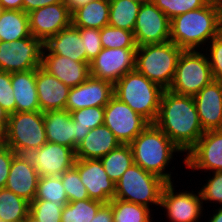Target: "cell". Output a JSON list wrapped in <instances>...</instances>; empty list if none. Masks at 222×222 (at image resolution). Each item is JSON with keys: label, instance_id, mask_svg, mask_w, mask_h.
Segmentation results:
<instances>
[{"label": "cell", "instance_id": "6da1fadb", "mask_svg": "<svg viewBox=\"0 0 222 222\" xmlns=\"http://www.w3.org/2000/svg\"><path fill=\"white\" fill-rule=\"evenodd\" d=\"M154 124L182 153H187L204 134L193 96L169 90L163 91Z\"/></svg>", "mask_w": 222, "mask_h": 222}, {"label": "cell", "instance_id": "7a4b0ae2", "mask_svg": "<svg viewBox=\"0 0 222 222\" xmlns=\"http://www.w3.org/2000/svg\"><path fill=\"white\" fill-rule=\"evenodd\" d=\"M221 16L211 2L177 15L170 20V41L183 50H203L205 45L220 34Z\"/></svg>", "mask_w": 222, "mask_h": 222}, {"label": "cell", "instance_id": "3957f363", "mask_svg": "<svg viewBox=\"0 0 222 222\" xmlns=\"http://www.w3.org/2000/svg\"><path fill=\"white\" fill-rule=\"evenodd\" d=\"M134 163L166 183L174 182L169 163L181 150L154 123H150L130 144ZM167 171V172H166Z\"/></svg>", "mask_w": 222, "mask_h": 222}, {"label": "cell", "instance_id": "277c9868", "mask_svg": "<svg viewBox=\"0 0 222 222\" xmlns=\"http://www.w3.org/2000/svg\"><path fill=\"white\" fill-rule=\"evenodd\" d=\"M163 91L161 86L136 70L126 73L114 84V96L149 123L157 118Z\"/></svg>", "mask_w": 222, "mask_h": 222}, {"label": "cell", "instance_id": "5b68a950", "mask_svg": "<svg viewBox=\"0 0 222 222\" xmlns=\"http://www.w3.org/2000/svg\"><path fill=\"white\" fill-rule=\"evenodd\" d=\"M182 51V48L171 41L138 46L135 70L164 90H168Z\"/></svg>", "mask_w": 222, "mask_h": 222}, {"label": "cell", "instance_id": "8992f818", "mask_svg": "<svg viewBox=\"0 0 222 222\" xmlns=\"http://www.w3.org/2000/svg\"><path fill=\"white\" fill-rule=\"evenodd\" d=\"M166 182L133 163L115 183V199L148 208H160L161 193ZM151 205V207H150Z\"/></svg>", "mask_w": 222, "mask_h": 222}, {"label": "cell", "instance_id": "52a82bcc", "mask_svg": "<svg viewBox=\"0 0 222 222\" xmlns=\"http://www.w3.org/2000/svg\"><path fill=\"white\" fill-rule=\"evenodd\" d=\"M47 142L41 111L15 112L9 115L3 144L16 154L26 155Z\"/></svg>", "mask_w": 222, "mask_h": 222}, {"label": "cell", "instance_id": "ba28073f", "mask_svg": "<svg viewBox=\"0 0 222 222\" xmlns=\"http://www.w3.org/2000/svg\"><path fill=\"white\" fill-rule=\"evenodd\" d=\"M213 80L204 50H183L168 90L178 95L194 96Z\"/></svg>", "mask_w": 222, "mask_h": 222}, {"label": "cell", "instance_id": "9c48e42d", "mask_svg": "<svg viewBox=\"0 0 222 222\" xmlns=\"http://www.w3.org/2000/svg\"><path fill=\"white\" fill-rule=\"evenodd\" d=\"M44 43L32 35L21 40L0 41V70L13 73L40 67Z\"/></svg>", "mask_w": 222, "mask_h": 222}, {"label": "cell", "instance_id": "30bf717a", "mask_svg": "<svg viewBox=\"0 0 222 222\" xmlns=\"http://www.w3.org/2000/svg\"><path fill=\"white\" fill-rule=\"evenodd\" d=\"M174 183H166L161 193L160 207L164 209L169 222H198L203 216V202L200 191L194 193L184 189L176 192Z\"/></svg>", "mask_w": 222, "mask_h": 222}, {"label": "cell", "instance_id": "8fae6325", "mask_svg": "<svg viewBox=\"0 0 222 222\" xmlns=\"http://www.w3.org/2000/svg\"><path fill=\"white\" fill-rule=\"evenodd\" d=\"M121 144H130L150 123L113 96L104 107V122Z\"/></svg>", "mask_w": 222, "mask_h": 222}, {"label": "cell", "instance_id": "7c38bea8", "mask_svg": "<svg viewBox=\"0 0 222 222\" xmlns=\"http://www.w3.org/2000/svg\"><path fill=\"white\" fill-rule=\"evenodd\" d=\"M137 48H103L90 61V76L115 84L126 73L135 70Z\"/></svg>", "mask_w": 222, "mask_h": 222}, {"label": "cell", "instance_id": "4fadbf2b", "mask_svg": "<svg viewBox=\"0 0 222 222\" xmlns=\"http://www.w3.org/2000/svg\"><path fill=\"white\" fill-rule=\"evenodd\" d=\"M133 34L137 47L170 41V19L151 0L142 2Z\"/></svg>", "mask_w": 222, "mask_h": 222}, {"label": "cell", "instance_id": "5bb4252c", "mask_svg": "<svg viewBox=\"0 0 222 222\" xmlns=\"http://www.w3.org/2000/svg\"><path fill=\"white\" fill-rule=\"evenodd\" d=\"M186 169L222 171V130L205 131L183 159Z\"/></svg>", "mask_w": 222, "mask_h": 222}, {"label": "cell", "instance_id": "9a60e30c", "mask_svg": "<svg viewBox=\"0 0 222 222\" xmlns=\"http://www.w3.org/2000/svg\"><path fill=\"white\" fill-rule=\"evenodd\" d=\"M39 177L61 176L71 169L75 162V151L57 143L46 142L41 148L26 154Z\"/></svg>", "mask_w": 222, "mask_h": 222}, {"label": "cell", "instance_id": "2e32d148", "mask_svg": "<svg viewBox=\"0 0 222 222\" xmlns=\"http://www.w3.org/2000/svg\"><path fill=\"white\" fill-rule=\"evenodd\" d=\"M28 17L31 35L43 43L72 24L71 12L64 3L38 8L28 13Z\"/></svg>", "mask_w": 222, "mask_h": 222}, {"label": "cell", "instance_id": "e0dca14e", "mask_svg": "<svg viewBox=\"0 0 222 222\" xmlns=\"http://www.w3.org/2000/svg\"><path fill=\"white\" fill-rule=\"evenodd\" d=\"M114 96V84L90 76L69 90L65 110L72 112L88 107H105Z\"/></svg>", "mask_w": 222, "mask_h": 222}, {"label": "cell", "instance_id": "ac0fdd59", "mask_svg": "<svg viewBox=\"0 0 222 222\" xmlns=\"http://www.w3.org/2000/svg\"><path fill=\"white\" fill-rule=\"evenodd\" d=\"M74 167L85 185L89 198L109 203L115 197V182L105 172L100 159H75Z\"/></svg>", "mask_w": 222, "mask_h": 222}, {"label": "cell", "instance_id": "d6986e66", "mask_svg": "<svg viewBox=\"0 0 222 222\" xmlns=\"http://www.w3.org/2000/svg\"><path fill=\"white\" fill-rule=\"evenodd\" d=\"M89 64L88 62L73 61L68 57L50 54L43 48L40 67L71 88L80 85L90 77Z\"/></svg>", "mask_w": 222, "mask_h": 222}, {"label": "cell", "instance_id": "ffe728a7", "mask_svg": "<svg viewBox=\"0 0 222 222\" xmlns=\"http://www.w3.org/2000/svg\"><path fill=\"white\" fill-rule=\"evenodd\" d=\"M193 98L204 132L222 130V81L213 80Z\"/></svg>", "mask_w": 222, "mask_h": 222}, {"label": "cell", "instance_id": "44dd1931", "mask_svg": "<svg viewBox=\"0 0 222 222\" xmlns=\"http://www.w3.org/2000/svg\"><path fill=\"white\" fill-rule=\"evenodd\" d=\"M39 175L26 155L16 154L10 166L5 188L32 202L37 191Z\"/></svg>", "mask_w": 222, "mask_h": 222}, {"label": "cell", "instance_id": "7402d4cb", "mask_svg": "<svg viewBox=\"0 0 222 222\" xmlns=\"http://www.w3.org/2000/svg\"><path fill=\"white\" fill-rule=\"evenodd\" d=\"M36 88L42 113L65 110L70 87L41 67L36 69Z\"/></svg>", "mask_w": 222, "mask_h": 222}, {"label": "cell", "instance_id": "603a6c76", "mask_svg": "<svg viewBox=\"0 0 222 222\" xmlns=\"http://www.w3.org/2000/svg\"><path fill=\"white\" fill-rule=\"evenodd\" d=\"M120 145L121 143L113 132L103 124L90 130L77 145L75 158L80 160L100 159Z\"/></svg>", "mask_w": 222, "mask_h": 222}, {"label": "cell", "instance_id": "cb8c5ba5", "mask_svg": "<svg viewBox=\"0 0 222 222\" xmlns=\"http://www.w3.org/2000/svg\"><path fill=\"white\" fill-rule=\"evenodd\" d=\"M44 48L50 54L71 58L73 61L86 62V51L79 34V28L70 25L50 37Z\"/></svg>", "mask_w": 222, "mask_h": 222}, {"label": "cell", "instance_id": "d4e9b609", "mask_svg": "<svg viewBox=\"0 0 222 222\" xmlns=\"http://www.w3.org/2000/svg\"><path fill=\"white\" fill-rule=\"evenodd\" d=\"M16 101L15 112L40 111L36 88V69L11 73Z\"/></svg>", "mask_w": 222, "mask_h": 222}, {"label": "cell", "instance_id": "484cf974", "mask_svg": "<svg viewBox=\"0 0 222 222\" xmlns=\"http://www.w3.org/2000/svg\"><path fill=\"white\" fill-rule=\"evenodd\" d=\"M47 142L70 147L75 151V126L67 110L43 113Z\"/></svg>", "mask_w": 222, "mask_h": 222}, {"label": "cell", "instance_id": "4316f807", "mask_svg": "<svg viewBox=\"0 0 222 222\" xmlns=\"http://www.w3.org/2000/svg\"><path fill=\"white\" fill-rule=\"evenodd\" d=\"M109 0H93L75 10L72 16V25L77 28L102 29L109 23Z\"/></svg>", "mask_w": 222, "mask_h": 222}, {"label": "cell", "instance_id": "83f0119b", "mask_svg": "<svg viewBox=\"0 0 222 222\" xmlns=\"http://www.w3.org/2000/svg\"><path fill=\"white\" fill-rule=\"evenodd\" d=\"M29 17L23 10H3L0 16V39L11 42L30 37Z\"/></svg>", "mask_w": 222, "mask_h": 222}, {"label": "cell", "instance_id": "f1b7e54d", "mask_svg": "<svg viewBox=\"0 0 222 222\" xmlns=\"http://www.w3.org/2000/svg\"><path fill=\"white\" fill-rule=\"evenodd\" d=\"M109 2L108 25L133 32L142 2L137 0H109Z\"/></svg>", "mask_w": 222, "mask_h": 222}, {"label": "cell", "instance_id": "f546056e", "mask_svg": "<svg viewBox=\"0 0 222 222\" xmlns=\"http://www.w3.org/2000/svg\"><path fill=\"white\" fill-rule=\"evenodd\" d=\"M30 212V202L7 188L0 189V221L22 222Z\"/></svg>", "mask_w": 222, "mask_h": 222}, {"label": "cell", "instance_id": "4dcf8cb0", "mask_svg": "<svg viewBox=\"0 0 222 222\" xmlns=\"http://www.w3.org/2000/svg\"><path fill=\"white\" fill-rule=\"evenodd\" d=\"M75 126V150L89 131L103 125L104 107H88L70 112Z\"/></svg>", "mask_w": 222, "mask_h": 222}, {"label": "cell", "instance_id": "1f68e13d", "mask_svg": "<svg viewBox=\"0 0 222 222\" xmlns=\"http://www.w3.org/2000/svg\"><path fill=\"white\" fill-rule=\"evenodd\" d=\"M105 172L113 182H117L124 172L134 163L129 144H121L107 155L100 158Z\"/></svg>", "mask_w": 222, "mask_h": 222}, {"label": "cell", "instance_id": "d6a6232c", "mask_svg": "<svg viewBox=\"0 0 222 222\" xmlns=\"http://www.w3.org/2000/svg\"><path fill=\"white\" fill-rule=\"evenodd\" d=\"M109 203L112 207L113 222H154L151 213L153 210L146 206L115 198Z\"/></svg>", "mask_w": 222, "mask_h": 222}, {"label": "cell", "instance_id": "836d02e7", "mask_svg": "<svg viewBox=\"0 0 222 222\" xmlns=\"http://www.w3.org/2000/svg\"><path fill=\"white\" fill-rule=\"evenodd\" d=\"M103 204L94 199L68 202L63 208L61 222H91Z\"/></svg>", "mask_w": 222, "mask_h": 222}, {"label": "cell", "instance_id": "e575fe53", "mask_svg": "<svg viewBox=\"0 0 222 222\" xmlns=\"http://www.w3.org/2000/svg\"><path fill=\"white\" fill-rule=\"evenodd\" d=\"M34 200H45L53 203H68L67 194L60 176L39 177Z\"/></svg>", "mask_w": 222, "mask_h": 222}, {"label": "cell", "instance_id": "d590c367", "mask_svg": "<svg viewBox=\"0 0 222 222\" xmlns=\"http://www.w3.org/2000/svg\"><path fill=\"white\" fill-rule=\"evenodd\" d=\"M103 48H137L132 31L107 25L100 29Z\"/></svg>", "mask_w": 222, "mask_h": 222}, {"label": "cell", "instance_id": "8d00e7d4", "mask_svg": "<svg viewBox=\"0 0 222 222\" xmlns=\"http://www.w3.org/2000/svg\"><path fill=\"white\" fill-rule=\"evenodd\" d=\"M170 20L177 15L206 6L210 0H151Z\"/></svg>", "mask_w": 222, "mask_h": 222}, {"label": "cell", "instance_id": "74e56055", "mask_svg": "<svg viewBox=\"0 0 222 222\" xmlns=\"http://www.w3.org/2000/svg\"><path fill=\"white\" fill-rule=\"evenodd\" d=\"M67 203H53L45 200H33L30 214L40 222H61V215Z\"/></svg>", "mask_w": 222, "mask_h": 222}, {"label": "cell", "instance_id": "f35d334b", "mask_svg": "<svg viewBox=\"0 0 222 222\" xmlns=\"http://www.w3.org/2000/svg\"><path fill=\"white\" fill-rule=\"evenodd\" d=\"M69 202L90 199L78 170L73 166L60 176Z\"/></svg>", "mask_w": 222, "mask_h": 222}, {"label": "cell", "instance_id": "ab89813d", "mask_svg": "<svg viewBox=\"0 0 222 222\" xmlns=\"http://www.w3.org/2000/svg\"><path fill=\"white\" fill-rule=\"evenodd\" d=\"M211 173H209L210 178L208 176V179L205 180L207 182L201 186L199 191L201 194L202 202L205 201L203 204H207L209 202L211 204L215 203V207L217 208V204L222 206V171Z\"/></svg>", "mask_w": 222, "mask_h": 222}, {"label": "cell", "instance_id": "60d3db41", "mask_svg": "<svg viewBox=\"0 0 222 222\" xmlns=\"http://www.w3.org/2000/svg\"><path fill=\"white\" fill-rule=\"evenodd\" d=\"M205 48L214 80L222 81V35L214 37Z\"/></svg>", "mask_w": 222, "mask_h": 222}, {"label": "cell", "instance_id": "b9f144b4", "mask_svg": "<svg viewBox=\"0 0 222 222\" xmlns=\"http://www.w3.org/2000/svg\"><path fill=\"white\" fill-rule=\"evenodd\" d=\"M79 34L86 51V62L90 63L103 49L100 29L79 28Z\"/></svg>", "mask_w": 222, "mask_h": 222}, {"label": "cell", "instance_id": "7bdbcfd3", "mask_svg": "<svg viewBox=\"0 0 222 222\" xmlns=\"http://www.w3.org/2000/svg\"><path fill=\"white\" fill-rule=\"evenodd\" d=\"M15 104L11 73L0 70V106L10 115L15 113Z\"/></svg>", "mask_w": 222, "mask_h": 222}, {"label": "cell", "instance_id": "ee69618b", "mask_svg": "<svg viewBox=\"0 0 222 222\" xmlns=\"http://www.w3.org/2000/svg\"><path fill=\"white\" fill-rule=\"evenodd\" d=\"M16 153L3 143H0V189L5 188L10 166Z\"/></svg>", "mask_w": 222, "mask_h": 222}, {"label": "cell", "instance_id": "f6af8a7d", "mask_svg": "<svg viewBox=\"0 0 222 222\" xmlns=\"http://www.w3.org/2000/svg\"><path fill=\"white\" fill-rule=\"evenodd\" d=\"M22 2L23 11L27 14L46 5L64 3L63 0H23Z\"/></svg>", "mask_w": 222, "mask_h": 222}, {"label": "cell", "instance_id": "bcb514c9", "mask_svg": "<svg viewBox=\"0 0 222 222\" xmlns=\"http://www.w3.org/2000/svg\"><path fill=\"white\" fill-rule=\"evenodd\" d=\"M91 222H113V212L110 203H104Z\"/></svg>", "mask_w": 222, "mask_h": 222}, {"label": "cell", "instance_id": "7dc6e473", "mask_svg": "<svg viewBox=\"0 0 222 222\" xmlns=\"http://www.w3.org/2000/svg\"><path fill=\"white\" fill-rule=\"evenodd\" d=\"M9 114L0 106V143L3 142L7 123H8Z\"/></svg>", "mask_w": 222, "mask_h": 222}, {"label": "cell", "instance_id": "c3c4849f", "mask_svg": "<svg viewBox=\"0 0 222 222\" xmlns=\"http://www.w3.org/2000/svg\"><path fill=\"white\" fill-rule=\"evenodd\" d=\"M23 0H0L5 10H23Z\"/></svg>", "mask_w": 222, "mask_h": 222}, {"label": "cell", "instance_id": "681fc988", "mask_svg": "<svg viewBox=\"0 0 222 222\" xmlns=\"http://www.w3.org/2000/svg\"><path fill=\"white\" fill-rule=\"evenodd\" d=\"M93 1V0H63L64 4L67 6L71 14L86 5L88 2Z\"/></svg>", "mask_w": 222, "mask_h": 222}, {"label": "cell", "instance_id": "f907efd6", "mask_svg": "<svg viewBox=\"0 0 222 222\" xmlns=\"http://www.w3.org/2000/svg\"><path fill=\"white\" fill-rule=\"evenodd\" d=\"M214 214L207 219L208 222H222V206H220L219 208H217L215 210V212H213Z\"/></svg>", "mask_w": 222, "mask_h": 222}, {"label": "cell", "instance_id": "816d5d0a", "mask_svg": "<svg viewBox=\"0 0 222 222\" xmlns=\"http://www.w3.org/2000/svg\"><path fill=\"white\" fill-rule=\"evenodd\" d=\"M210 2L217 8V10L222 14V0H210Z\"/></svg>", "mask_w": 222, "mask_h": 222}, {"label": "cell", "instance_id": "f5cc1de1", "mask_svg": "<svg viewBox=\"0 0 222 222\" xmlns=\"http://www.w3.org/2000/svg\"><path fill=\"white\" fill-rule=\"evenodd\" d=\"M22 222H40V221L37 220L34 216H32V215L29 213Z\"/></svg>", "mask_w": 222, "mask_h": 222}, {"label": "cell", "instance_id": "db71d44e", "mask_svg": "<svg viewBox=\"0 0 222 222\" xmlns=\"http://www.w3.org/2000/svg\"><path fill=\"white\" fill-rule=\"evenodd\" d=\"M3 10H4V9H3V7H2V4L0 3V16H1Z\"/></svg>", "mask_w": 222, "mask_h": 222}, {"label": "cell", "instance_id": "11a10c76", "mask_svg": "<svg viewBox=\"0 0 222 222\" xmlns=\"http://www.w3.org/2000/svg\"><path fill=\"white\" fill-rule=\"evenodd\" d=\"M220 34L222 35V16H221V29H220Z\"/></svg>", "mask_w": 222, "mask_h": 222}, {"label": "cell", "instance_id": "9f6ffc18", "mask_svg": "<svg viewBox=\"0 0 222 222\" xmlns=\"http://www.w3.org/2000/svg\"><path fill=\"white\" fill-rule=\"evenodd\" d=\"M137 1H140V2H146V1H150V0H137Z\"/></svg>", "mask_w": 222, "mask_h": 222}]
</instances>
